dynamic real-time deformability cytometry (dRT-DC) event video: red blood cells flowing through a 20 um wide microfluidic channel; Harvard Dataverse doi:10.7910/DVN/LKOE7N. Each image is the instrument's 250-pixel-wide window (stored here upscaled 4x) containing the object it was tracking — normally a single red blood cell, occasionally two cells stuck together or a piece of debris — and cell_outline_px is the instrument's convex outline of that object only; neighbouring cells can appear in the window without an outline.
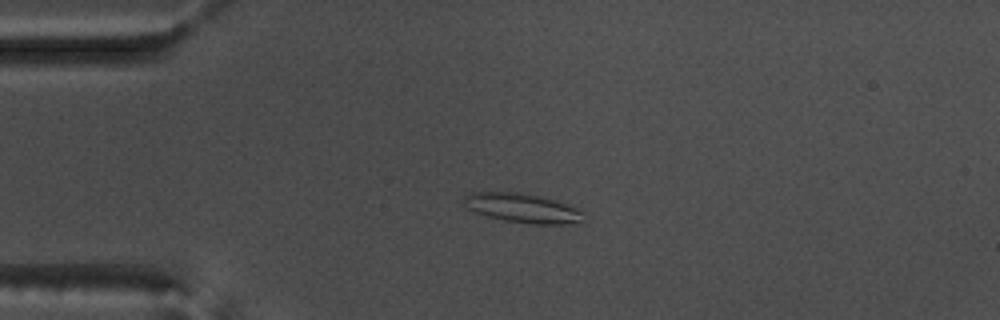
{"species": "common noctule bat (a hibernating species)", "species_latin": "Nyctalus noctula", "temperature_condition": "warm", "stored_images_in_passage": 48, "camera_frame_rate_fps": 3000, "um_per_image_px": 0.085, "animal": {"sex": "male", "body_mass_g": 17.5, "forearm_length_mm": 52.3}, "frame": {"image": 1, "passage_image": 6, "time_ms": 1.667, "image_size_px": [1000, 320], "cell_outline_px": [[584, 212], [580, 224], [532, 224], [504, 220], [472, 212], [464, 204], [464, 196], [472, 192], [520, 192], [556, 200], [576, 208]], "centroid_in_image_um": [44.42, 17.69], "position_along_channel_um": 40.6, "area_um2": 20.46}}
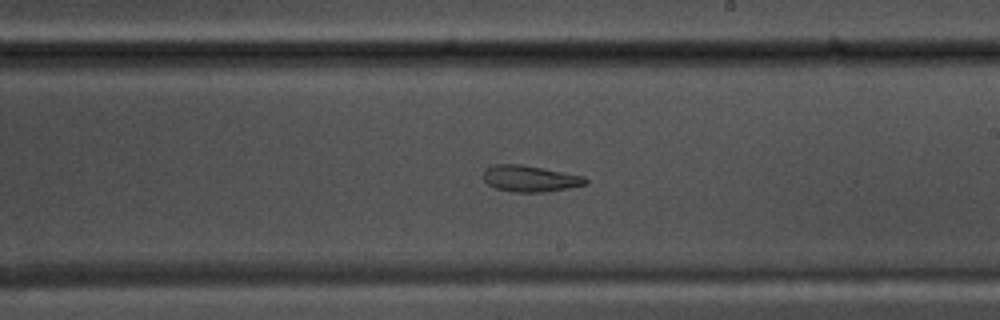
{"frame": {"image": 2, "passage_image": 25, "time_ms": 8.0, "image_size_px": [1000, 320], "cell_outline_px": [[588, 184], [568, 188], [544, 192], [516, 192], [496, 188], [488, 184], [484, 180], [484, 168], [492, 164], [520, 164], [564, 172], [584, 176], [588, 180]], "centroid_in_image_um": [45.05, 15.17], "position_along_channel_um": 243.9, "area_um2": 15.66}}
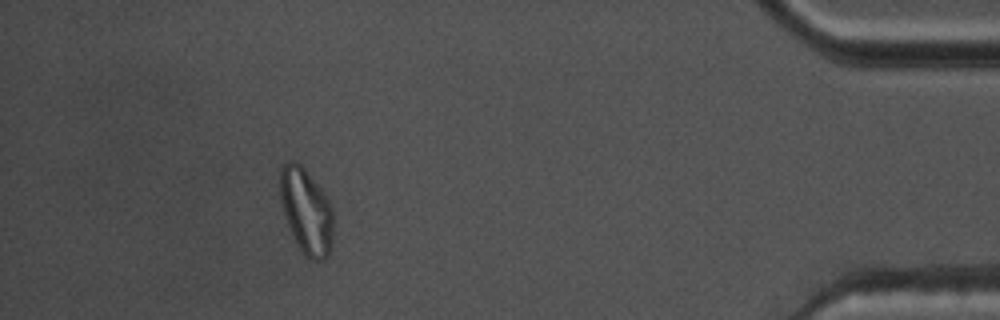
{"frame": {"image": 3, "passage_image": 43, "time_ms": 14.0, "image_size_px": [1000, 320], "cell_outline_px": [[332, 244], [328, 256], [324, 260], [312, 260], [304, 256], [288, 224], [280, 200], [280, 168], [288, 160], [292, 160], [300, 164], [304, 168], [328, 200], [332, 208]], "centroid_in_image_um": [26.03, 17.95], "position_along_channel_um": 409.2, "area_um2": 26.07}, "authors_computed_cell_mechanics": {"area_um2": 18.9584, "velocity_mm_per_s": 3.6725, "shape_relaxation_time_tau1_ms": null, "shape_relaxation_time_tau2_ms": 5.7915, "deformation_change_tau1": null, "deformation_change_tau2": 0.1154}}